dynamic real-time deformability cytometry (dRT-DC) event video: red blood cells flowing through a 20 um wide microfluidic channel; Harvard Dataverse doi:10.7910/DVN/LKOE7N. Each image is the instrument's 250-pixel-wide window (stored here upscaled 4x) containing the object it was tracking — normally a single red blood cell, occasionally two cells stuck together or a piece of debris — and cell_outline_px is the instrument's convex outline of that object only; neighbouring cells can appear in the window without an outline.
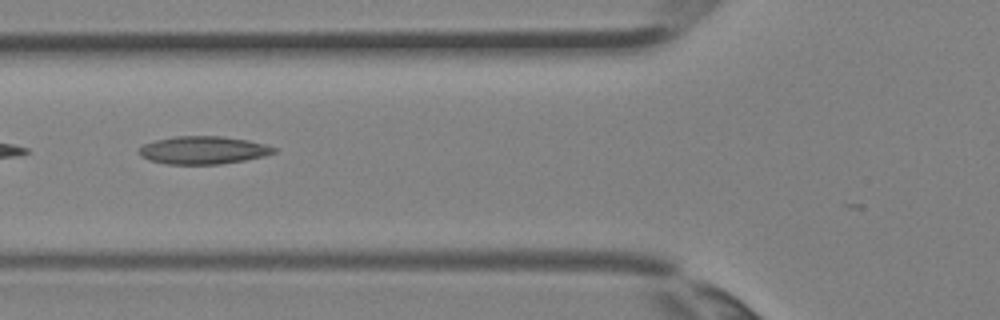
{"species": "Egyptian fruit bat (a non-hibernating species)", "species_latin": "Rousettus aegyptiacus", "temperature_condition": "room temperature", "stored_images_in_passage": 2, "camera_frame_rate_fps": 3000, "um_per_image_px": 0.085, "animal": {"sex": "female"}, "frame": {"image": 1, "passage_image": 2, "time_ms": 0.333, "image_size_px": [1000, 320], "cell_outline_px": [[276, 152], [264, 156], [244, 160], [220, 164], [164, 164], [148, 160], [140, 156], [140, 148], [144, 144], [156, 140], [172, 136], [220, 136], [248, 140], [264, 144], [276, 148]], "centroid_in_image_um": [17.25, 12.76], "position_along_channel_um": 108.5, "area_um2": 21.85}}